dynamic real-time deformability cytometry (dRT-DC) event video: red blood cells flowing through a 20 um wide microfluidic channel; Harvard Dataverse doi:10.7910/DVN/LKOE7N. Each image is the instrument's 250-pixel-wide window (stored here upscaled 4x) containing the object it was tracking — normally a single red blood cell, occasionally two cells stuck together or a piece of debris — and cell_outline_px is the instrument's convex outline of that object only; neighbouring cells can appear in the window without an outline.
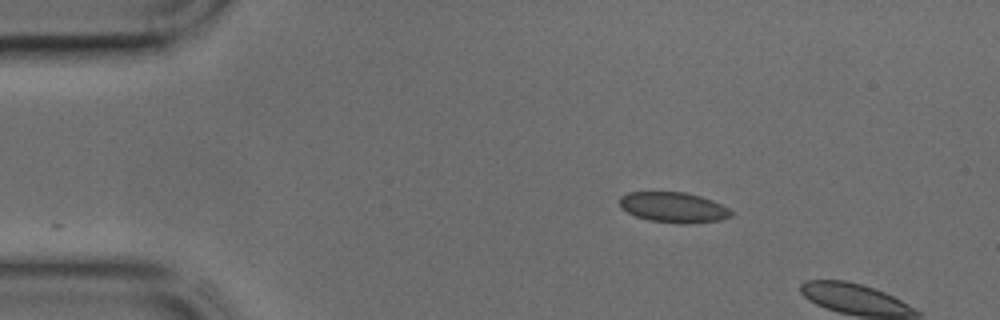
{"species": "common noctule bat (a hibernating species)", "species_latin": "Nyctalus noctula", "temperature_condition": "cold", "stored_images_in_passage": 3, "camera_frame_rate_fps": 3000, "um_per_image_px": 0.085, "animal": {"sex": "male", "body_mass_g": 17.9, "forearm_length_mm": 54.2}, "frame": {"image": 1, "passage_image": 1, "time_ms": 0.0, "image_size_px": [1000, 320], "cell_outline_px": [[732, 216], [720, 220], [688, 224], [680, 224], [648, 220], [636, 216], [620, 208], [620, 196], [628, 192], [684, 192], [700, 196], [712, 200], [728, 208], [732, 212]], "centroid_in_image_um": [57.23, 17.63], "position_along_channel_um": 27.8, "area_um2": 19.77}}